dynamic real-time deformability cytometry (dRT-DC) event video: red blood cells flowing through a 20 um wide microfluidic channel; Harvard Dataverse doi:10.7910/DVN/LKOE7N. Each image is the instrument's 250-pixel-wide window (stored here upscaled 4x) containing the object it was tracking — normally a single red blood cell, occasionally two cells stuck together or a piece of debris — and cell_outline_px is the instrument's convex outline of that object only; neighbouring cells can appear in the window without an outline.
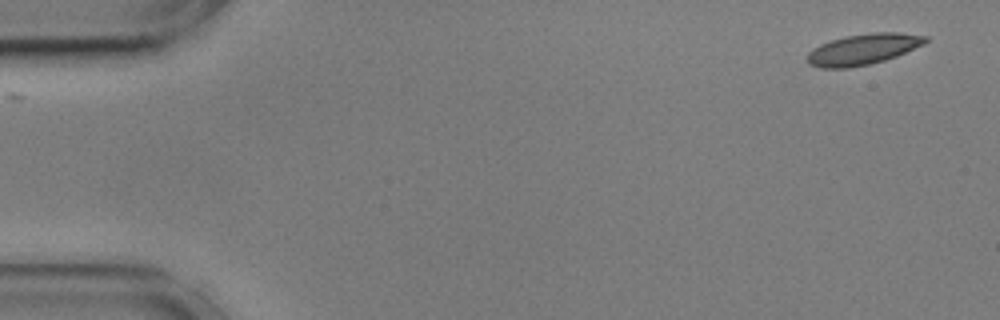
{"species": "common noctule bat (a hibernating species)", "species_latin": "Nyctalus noctula", "temperature_condition": "cold", "stored_images_in_passage": 43, "camera_frame_rate_fps": 3000, "um_per_image_px": 0.085, "animal": {"sex": "male", "body_mass_g": 17.9, "forearm_length_mm": 54.2}, "frame": {"image": 1, "passage_image": 1, "time_ms": 0.0, "image_size_px": [1000, 320], "cell_outline_px": [[928, 40], [924, 44], [896, 56], [884, 60], [868, 64], [848, 68], [820, 68], [808, 64], [808, 52], [812, 48], [820, 44], [844, 36], [872, 32], [896, 32], [928, 36]], "centroid_in_image_um": [73.35, 4.18], "position_along_channel_um": 11.7, "area_um2": 21.21}}
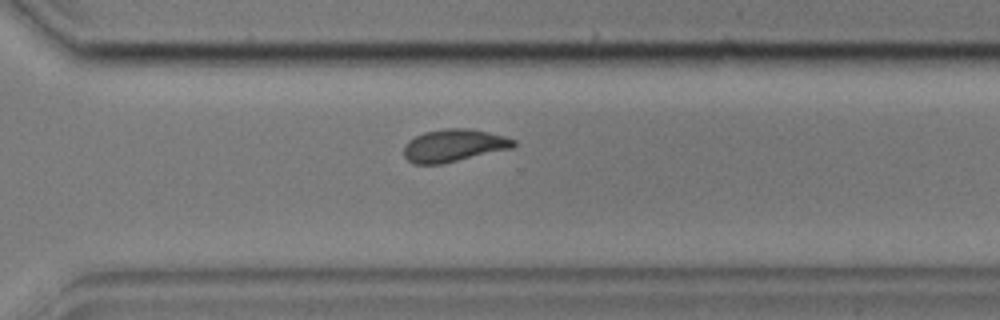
{"frame": {"image": 2, "passage_image": 38, "time_ms": 12.333, "image_size_px": [1000, 320], "cell_outline_px": [[516, 144], [512, 148], [440, 164], [412, 164], [404, 156], [404, 148], [408, 140], [424, 132], [448, 128], [468, 128], [488, 132], [504, 136], [516, 140]], "centroid_in_image_um": [38.56, 12.36], "position_along_channel_um": 332.0, "area_um2": 20.63}}
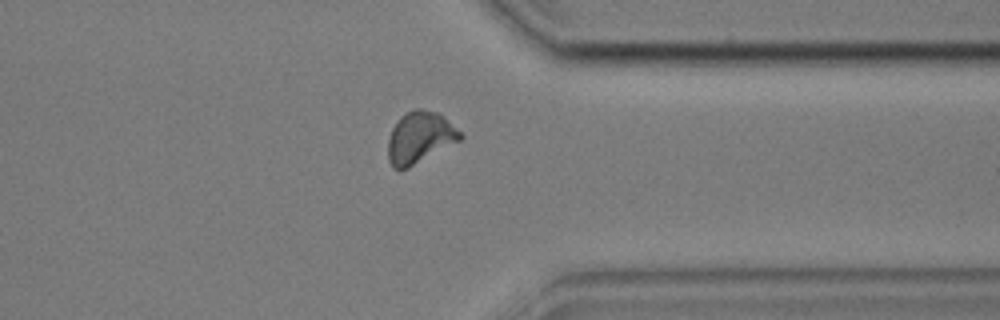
{"frame": {"image": 3, "passage_image": 42, "time_ms": 13.667, "image_size_px": [1000, 320], "cell_outline_px": [[464, 136], [460, 140], [408, 168], [400, 172], [392, 168], [388, 160], [388, 140], [392, 128], [396, 120], [400, 116], [416, 108], [420, 108], [436, 112], [444, 116]], "centroid_in_image_um": [35.65, 11.7], "position_along_channel_um": 375.8, "area_um2": 21.79}}